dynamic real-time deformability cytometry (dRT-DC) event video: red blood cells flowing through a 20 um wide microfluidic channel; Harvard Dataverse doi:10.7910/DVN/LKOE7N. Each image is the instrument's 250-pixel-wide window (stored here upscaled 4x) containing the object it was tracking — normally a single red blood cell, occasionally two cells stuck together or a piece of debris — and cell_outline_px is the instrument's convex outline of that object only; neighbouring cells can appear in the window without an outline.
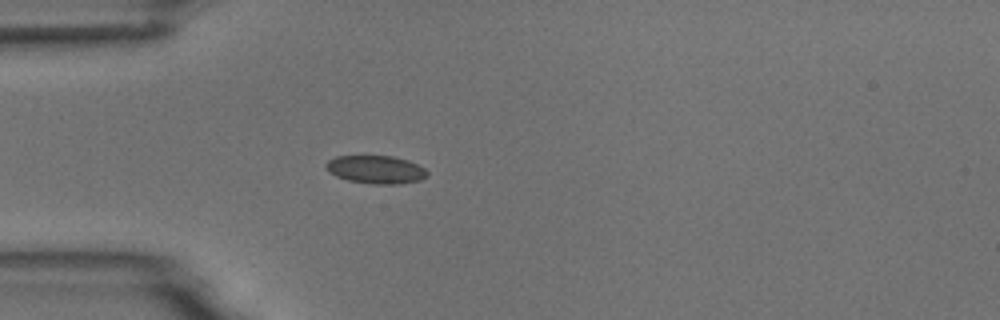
{"species": "common noctule bat (a hibernating species)", "species_latin": "Nyctalus noctula", "temperature_condition": "room temperature", "stored_images_in_passage": 3, "camera_frame_rate_fps": 3000, "um_per_image_px": 0.085, "animal": {"sex": "male", "body_mass_g": 18.8}, "frame": {"image": 1, "passage_image": 3, "time_ms": 3.0, "image_size_px": [1000, 320], "cell_outline_px": [[428, 176], [420, 180], [400, 184], [372, 184], [348, 180], [336, 176], [328, 172], [324, 168], [324, 164], [328, 160], [336, 156], [392, 156], [408, 160], [424, 168], [428, 172]], "centroid_in_image_um": [31.92, 14.41], "position_along_channel_um": 53.1, "area_um2": 16.7}}